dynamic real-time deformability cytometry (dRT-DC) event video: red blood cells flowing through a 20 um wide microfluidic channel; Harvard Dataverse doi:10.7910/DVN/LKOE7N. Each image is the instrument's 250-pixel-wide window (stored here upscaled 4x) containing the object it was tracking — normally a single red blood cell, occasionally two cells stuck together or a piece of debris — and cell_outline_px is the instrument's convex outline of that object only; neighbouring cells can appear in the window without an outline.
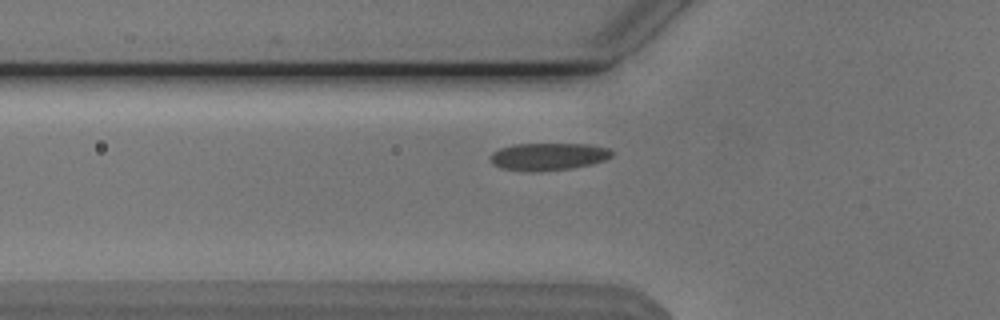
{"species": "Egyptian fruit bat (a non-hibernating species)", "species_latin": "Rousettus aegyptiacus", "temperature_condition": "cold", "stored_images_in_passage": 27, "camera_frame_rate_fps": 3000, "um_per_image_px": 0.085, "animal": {"sex": "male"}, "frame": {"image": 1, "passage_image": 9, "time_ms": 2.667, "image_size_px": [1000, 320], "cell_outline_px": [[612, 156], [604, 160], [592, 164], [572, 168], [500, 168], [492, 164], [492, 152], [500, 148], [512, 144], [588, 144], [608, 148], [612, 152]], "centroid_in_image_um": [46.66, 13.24], "position_along_channel_um": 79.1, "area_um2": 18.32}}
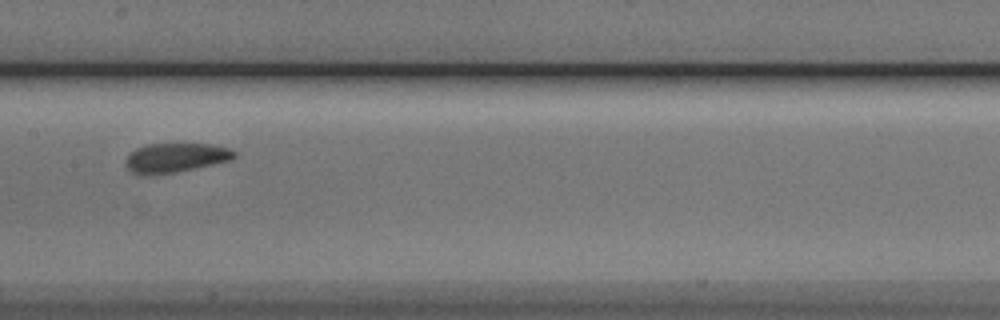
{"frame": {"image": 2, "passage_image": 18, "time_ms": 5.667, "image_size_px": [1000, 320], "cell_outline_px": [[236, 156], [232, 160], [172, 172], [132, 172], [124, 164], [124, 160], [136, 148], [148, 144], [212, 144], [228, 148], [236, 152]], "centroid_in_image_um": [14.97, 13.36], "position_along_channel_um": 192.4, "area_um2": 17.8}}
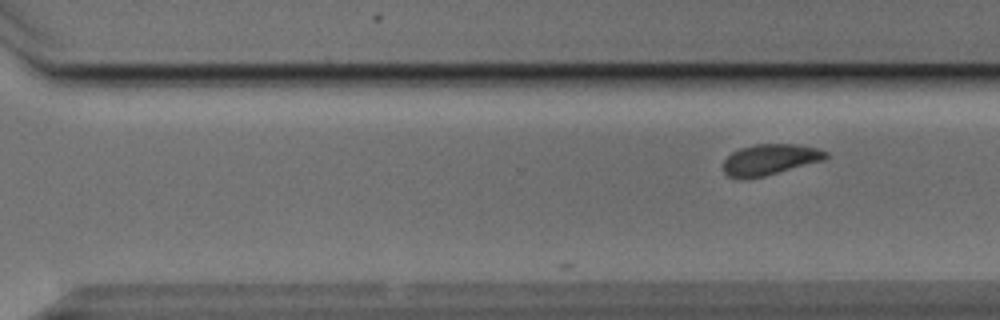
{"frame": {"image": 3, "passage_image": 27, "time_ms": 8.667, "image_size_px": [1000, 320], "cell_outline_px": [[828, 156], [824, 160], [764, 176], [744, 180], [728, 176], [724, 172], [724, 160], [732, 152], [740, 148], [756, 144], [796, 144], [816, 148], [828, 152]], "centroid_in_image_um": [65.43, 13.57], "position_along_channel_um": 305.2, "area_um2": 18.44}}